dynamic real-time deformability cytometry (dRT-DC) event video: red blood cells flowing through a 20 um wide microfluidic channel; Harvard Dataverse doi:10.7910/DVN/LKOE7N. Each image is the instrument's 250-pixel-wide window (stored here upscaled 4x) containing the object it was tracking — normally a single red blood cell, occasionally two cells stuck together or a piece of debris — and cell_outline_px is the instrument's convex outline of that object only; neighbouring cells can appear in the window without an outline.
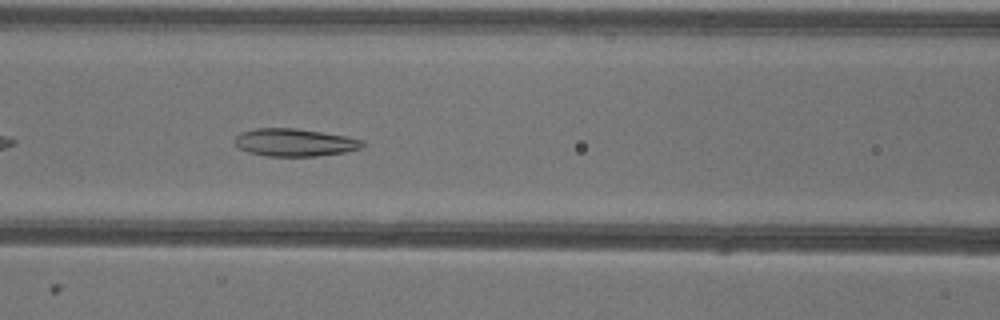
{"species": "common noctule bat (a hibernating species)", "species_latin": "Nyctalus noctula", "temperature_condition": "warm", "stored_images_in_passage": 38, "camera_frame_rate_fps": 3000, "um_per_image_px": 0.085, "animal": {"sex": "female"}, "frame": {"image": 1, "passage_image": 8, "time_ms": 2.333, "image_size_px": [1000, 320], "cell_outline_px": [[364, 144], [360, 148], [344, 152], [316, 156], [264, 156], [248, 152], [240, 148], [236, 144], [236, 136], [240, 132], [256, 128], [296, 128], [344, 136], [364, 140]], "centroid_in_image_um": [25.02, 12.11], "position_along_channel_um": 141.6, "area_um2": 20.4}}
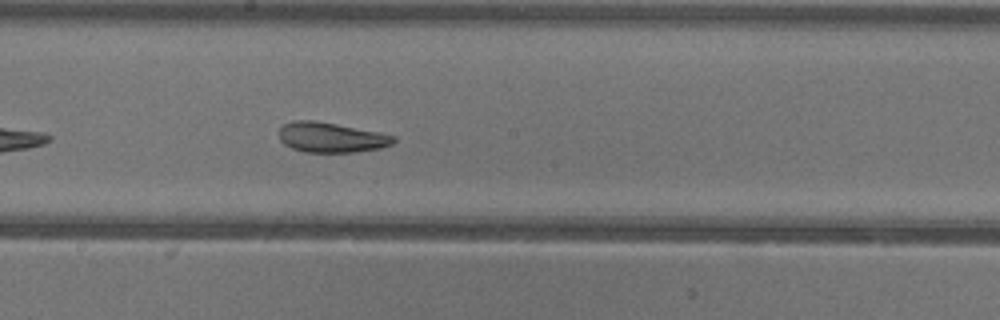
{"frame": {"image": 2, "passage_image": 14, "time_ms": 4.333, "image_size_px": [1000, 320], "cell_outline_px": [[396, 140], [392, 144], [380, 148], [356, 152], [304, 152], [292, 148], [284, 144], [280, 140], [280, 128], [284, 124], [296, 120], [312, 120], [336, 124], [380, 132], [396, 136]], "centroid_in_image_um": [28.17, 11.68], "position_along_channel_um": 220.0, "area_um2": 20.0}}
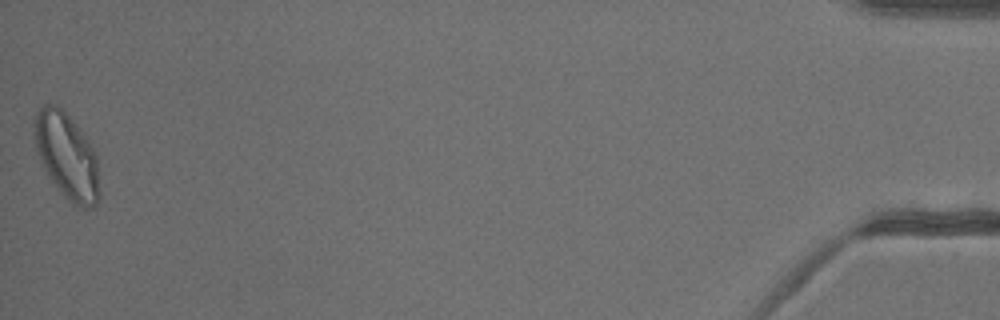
{"frame": {"image": 3, "passage_image": 38, "time_ms": 12.333, "image_size_px": [1000, 320], "cell_outline_px": [[100, 196], [96, 204], [92, 208], [84, 208], [72, 204], [64, 196], [48, 176], [36, 152], [32, 132], [32, 120], [36, 112], [44, 104], [56, 104], [68, 116], [84, 136], [92, 148], [96, 156], [100, 192]], "centroid_in_image_um": [5.63, 13.27], "position_along_channel_um": 429.6, "area_um2": 32.66}, "authors_computed_cell_mechanics": {"area_um2": 21.5305, "velocity_mm_per_s": 3.933, "shape_relaxation_time_tau1_ms": null, "shape_relaxation_time_tau2_ms": 2.3873, "deformation_change_tau1": null, "deformation_change_tau2": 0.0839}}